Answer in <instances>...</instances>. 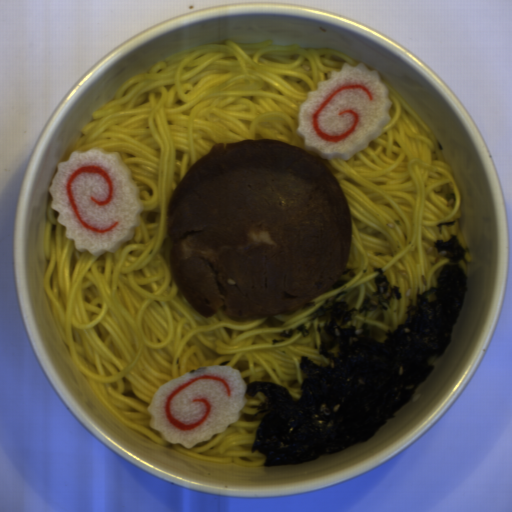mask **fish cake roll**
<instances>
[{"instance_id":"obj_3","label":"fish cake roll","mask_w":512,"mask_h":512,"mask_svg":"<svg viewBox=\"0 0 512 512\" xmlns=\"http://www.w3.org/2000/svg\"><path fill=\"white\" fill-rule=\"evenodd\" d=\"M245 388L241 371L229 365L213 364L174 378L151 398L149 428L169 444L192 449L239 420Z\"/></svg>"},{"instance_id":"obj_1","label":"fish cake roll","mask_w":512,"mask_h":512,"mask_svg":"<svg viewBox=\"0 0 512 512\" xmlns=\"http://www.w3.org/2000/svg\"><path fill=\"white\" fill-rule=\"evenodd\" d=\"M132 176L119 153L103 149L74 150L58 163L48 189L51 208L79 253L115 254L131 241L143 208Z\"/></svg>"},{"instance_id":"obj_2","label":"fish cake roll","mask_w":512,"mask_h":512,"mask_svg":"<svg viewBox=\"0 0 512 512\" xmlns=\"http://www.w3.org/2000/svg\"><path fill=\"white\" fill-rule=\"evenodd\" d=\"M389 94L379 70H369L364 62L332 69L300 105L296 131L302 148L344 161L367 150L391 123Z\"/></svg>"}]
</instances>
